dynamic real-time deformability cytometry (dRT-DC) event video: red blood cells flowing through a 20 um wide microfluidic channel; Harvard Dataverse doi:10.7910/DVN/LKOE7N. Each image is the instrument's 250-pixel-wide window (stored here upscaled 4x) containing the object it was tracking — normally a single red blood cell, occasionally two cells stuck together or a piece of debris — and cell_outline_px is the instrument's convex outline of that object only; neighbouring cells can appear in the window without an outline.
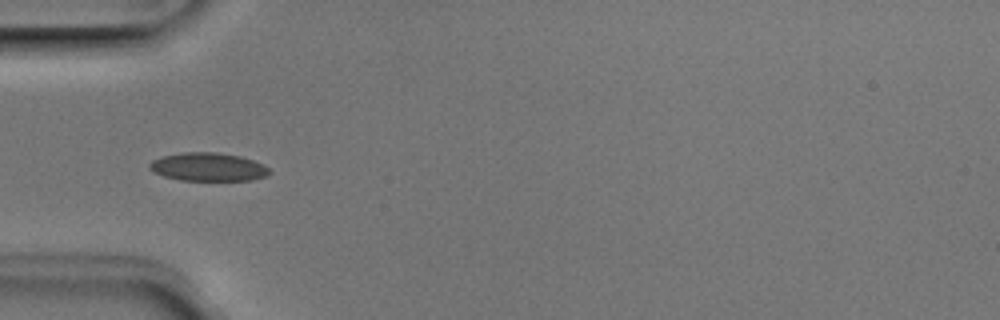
{"species": "Egyptian fruit bat (a non-hibernating species)", "species_latin": "Rousettus aegyptiacus", "temperature_condition": "room temperature", "stored_images_in_passage": 8, "camera_frame_rate_fps": 3000, "um_per_image_px": 0.085, "animal": {"sex": "male"}, "frame": {"image": 1, "passage_image": 5, "time_ms": 1.333, "image_size_px": [1000, 320], "cell_outline_px": [[272, 172], [268, 176], [252, 180], [180, 180], [164, 176], [148, 168], [148, 164], [152, 160], [164, 156], [184, 152], [216, 152], [240, 156], [264, 164]], "centroid_in_image_um": [17.73, 14.19], "position_along_channel_um": 67.3, "area_um2": 19.77}}
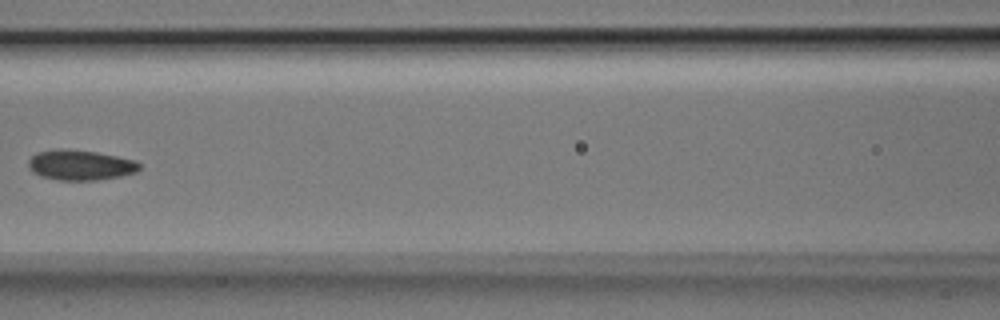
{"frame": {"image": 2, "passage_image": 7, "time_ms": 2.0, "image_size_px": [1000, 320], "cell_outline_px": [[140, 168], [136, 172], [120, 176], [96, 180], [56, 180], [40, 176], [32, 172], [28, 168], [28, 160], [36, 152], [56, 148], [68, 148], [96, 152], [136, 160], [140, 164]], "centroid_in_image_um": [6.78, 14.02], "position_along_channel_um": 159.8, "area_um2": 19.83}}
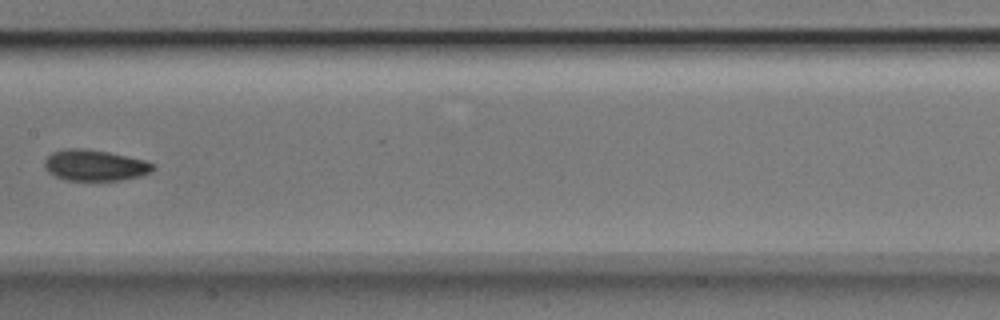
{"frame": {"image": 3, "passage_image": 8, "time_ms": 2.333, "image_size_px": [1000, 320], "cell_outline_px": [[156, 168], [152, 172], [140, 176], [120, 180], [64, 180], [52, 176], [44, 168], [44, 160], [52, 152], [64, 148], [88, 148], [128, 156], [144, 160], [156, 164]], "centroid_in_image_um": [8.05, 14.05], "position_along_channel_um": 199.3, "area_um2": 20.0}}